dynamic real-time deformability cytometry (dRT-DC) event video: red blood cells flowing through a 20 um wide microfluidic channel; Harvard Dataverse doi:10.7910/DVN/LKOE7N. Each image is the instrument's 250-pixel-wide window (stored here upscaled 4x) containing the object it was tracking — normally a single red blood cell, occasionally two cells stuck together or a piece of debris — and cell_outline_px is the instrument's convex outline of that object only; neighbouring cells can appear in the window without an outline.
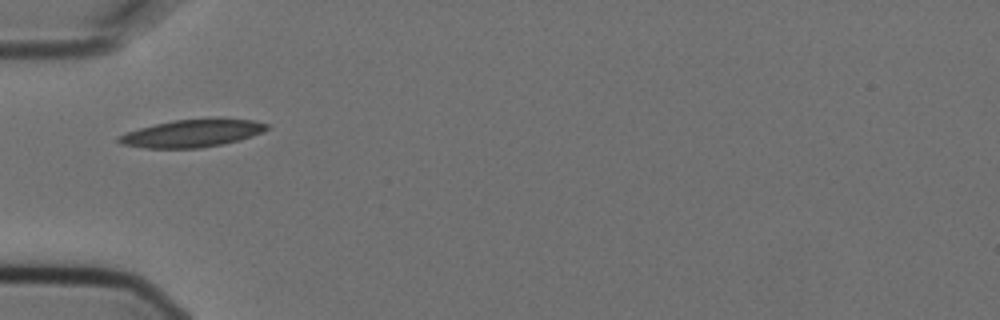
{"species": "Egyptian fruit bat (a non-hibernating species)", "species_latin": "Rousettus aegyptiacus", "temperature_condition": "cold", "stored_images_in_passage": 7, "camera_frame_rate_fps": 3000, "um_per_image_px": 0.085, "animal": {"sex": "female"}, "frame": {"image": 1, "passage_image": 1, "time_ms": 0.0, "image_size_px": [1000, 320], "cell_outline_px": [[268, 128], [264, 132], [240, 140], [224, 144], [200, 148], [144, 148], [120, 144], [116, 140], [116, 136], [140, 128], [172, 120], [220, 116], [256, 120], [268, 124]], "centroid_in_image_um": [16.4, 11.3], "position_along_channel_um": 68.6, "area_um2": 24.62}}
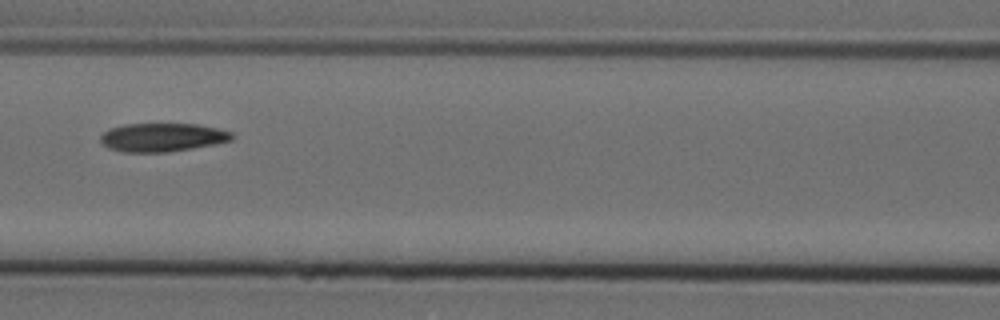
{"frame": {"image": 2, "passage_image": 3, "time_ms": 0.667, "image_size_px": [1000, 320], "cell_outline_px": [[236, 136], [232, 140], [216, 144], [168, 152], [120, 152], [108, 148], [100, 140], [100, 136], [108, 128], [124, 124], [196, 124], [216, 128], [232, 132]], "centroid_in_image_um": [13.8, 11.67], "position_along_channel_um": 152.8, "area_um2": 21.96}}
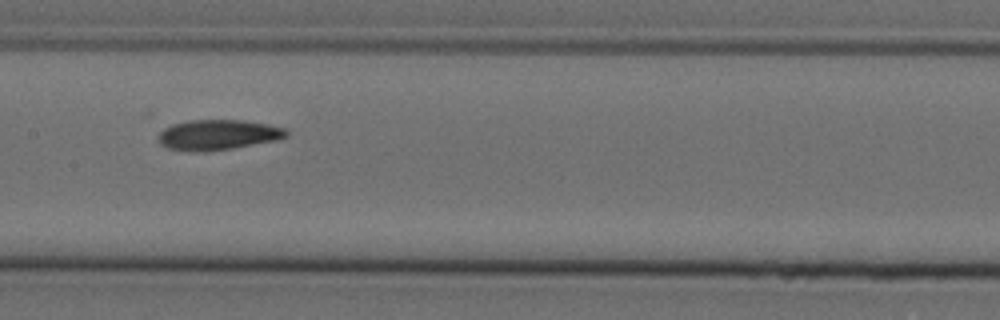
{"frame": {"image": 3, "passage_image": 4, "time_ms": 1.0, "image_size_px": [1000, 320], "cell_outline_px": [[288, 136], [276, 140], [232, 148], [204, 152], [188, 152], [168, 148], [160, 144], [156, 136], [164, 128], [172, 124], [188, 120], [244, 120], [268, 124], [288, 128]], "centroid_in_image_um": [18.51, 11.46], "position_along_channel_um": 188.9, "area_um2": 22.89}}